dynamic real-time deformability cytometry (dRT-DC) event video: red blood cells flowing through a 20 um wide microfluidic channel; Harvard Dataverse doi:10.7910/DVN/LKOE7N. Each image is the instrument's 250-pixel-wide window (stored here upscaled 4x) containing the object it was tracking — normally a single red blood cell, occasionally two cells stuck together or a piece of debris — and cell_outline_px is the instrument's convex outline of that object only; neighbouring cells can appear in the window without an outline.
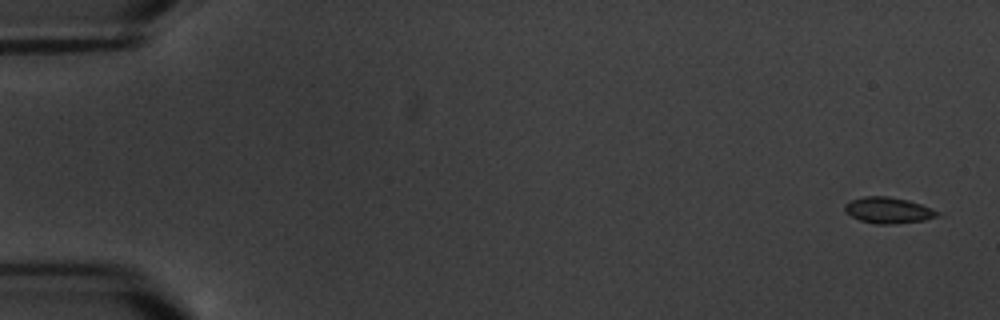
{"species": "common noctule bat (a hibernating species)", "species_latin": "Nyctalus noctula", "temperature_condition": "warm", "stored_images_in_passage": 9, "camera_frame_rate_fps": 3000, "um_per_image_px": 0.085, "animal": {"sex": "male", "body_mass_g": 20.1, "forearm_length_mm": 53.5}, "frame": {"image": 1, "passage_image": 1, "time_ms": 0.0, "image_size_px": [1000, 320], "cell_outline_px": [[944, 216], [924, 220], [892, 224], [876, 224], [860, 220], [852, 216], [844, 208], [844, 204], [852, 200], [864, 196], [888, 196], [908, 200], [932, 208], [940, 212]], "centroid_in_image_um": [75.57, 17.87], "position_along_channel_um": 9.4, "area_um2": 14.1}}
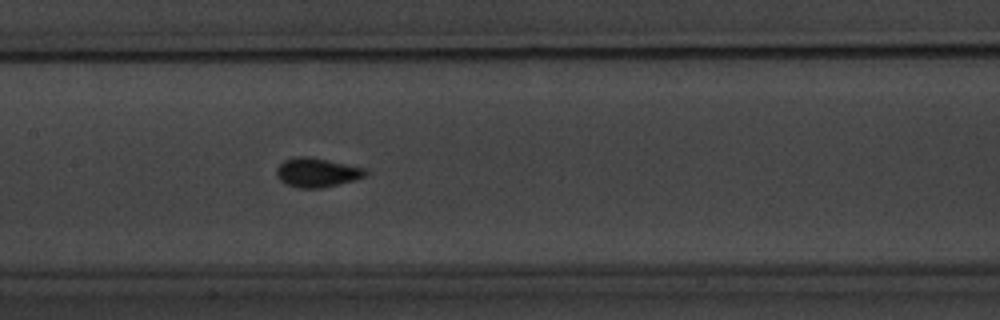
{"frame": {"image": 2, "passage_image": 9, "time_ms": 9.333, "image_size_px": [1000, 320], "cell_outline_px": [[368, 176], [356, 180], [324, 188], [296, 188], [284, 184], [276, 176], [276, 168], [284, 160], [296, 156], [308, 156], [328, 160], [364, 168], [368, 172]], "centroid_in_image_um": [26.93, 14.68], "position_along_channel_um": 180.5, "area_um2": 15.43}}